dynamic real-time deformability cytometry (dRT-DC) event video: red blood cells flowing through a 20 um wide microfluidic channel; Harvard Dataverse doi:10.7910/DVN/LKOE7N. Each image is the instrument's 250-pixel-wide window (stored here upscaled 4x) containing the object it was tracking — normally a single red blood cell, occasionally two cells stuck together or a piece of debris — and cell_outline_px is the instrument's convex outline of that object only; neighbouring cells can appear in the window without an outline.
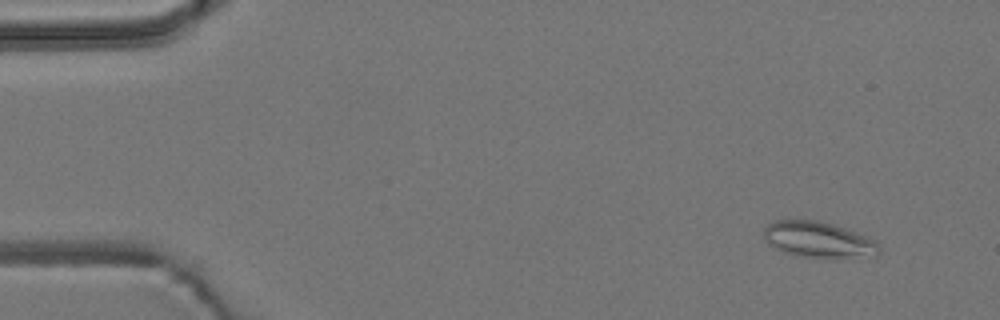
{"species": "common noctule bat (a hibernating species)", "species_latin": "Nyctalus noctula", "temperature_condition": "room temperature", "stored_images_in_passage": 6, "camera_frame_rate_fps": 3000, "um_per_image_px": 0.085, "animal": {"sex": "male", "body_mass_g": 19.2, "forearm_length_mm": 51.8}, "frame": {"image": 1, "passage_image": 2, "time_ms": 1.333, "image_size_px": [1000, 320], "cell_outline_px": [[880, 252], [876, 256], [836, 260], [800, 256], [784, 252], [768, 244], [764, 236], [764, 228], [768, 224], [776, 220], [816, 220], [832, 224], [844, 228], [864, 236], [872, 240], [880, 248]], "centroid_in_image_um": [69.58, 20.42], "position_along_channel_um": 15.4, "area_um2": 24.39}}